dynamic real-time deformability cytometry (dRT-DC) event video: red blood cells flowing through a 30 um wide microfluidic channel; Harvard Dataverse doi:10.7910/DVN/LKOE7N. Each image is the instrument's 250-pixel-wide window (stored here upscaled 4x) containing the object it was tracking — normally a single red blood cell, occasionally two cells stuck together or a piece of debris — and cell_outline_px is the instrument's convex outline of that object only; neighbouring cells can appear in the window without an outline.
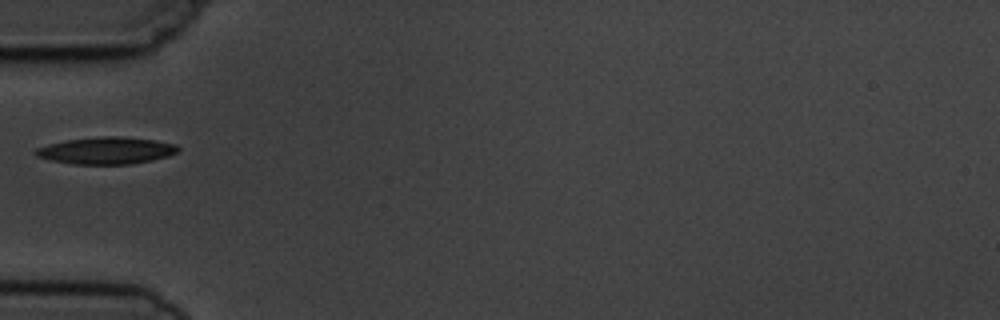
{"species": "common noctule bat (a hibernating species)", "species_latin": "Nyctalus noctula", "temperature_condition": "cold", "stored_images_in_passage": 3, "camera_frame_rate_fps": 3000, "um_per_image_px": 0.085, "animal": {"sex": "male", "body_mass_g": 19.5, "forearm_length_mm": 54.6}, "frame": {"image": 1, "passage_image": 2, "time_ms": 1.333, "image_size_px": [1000, 320], "cell_outline_px": [[180, 148], [176, 152], [168, 156], [152, 160], [132, 164], [72, 164], [52, 160], [36, 156], [32, 152], [36, 148], [48, 144], [68, 140], [100, 136], [120, 136], [156, 140], [176, 144]], "centroid_in_image_um": [9.04, 12.79], "position_along_channel_um": 76.0, "area_um2": 22.43}}
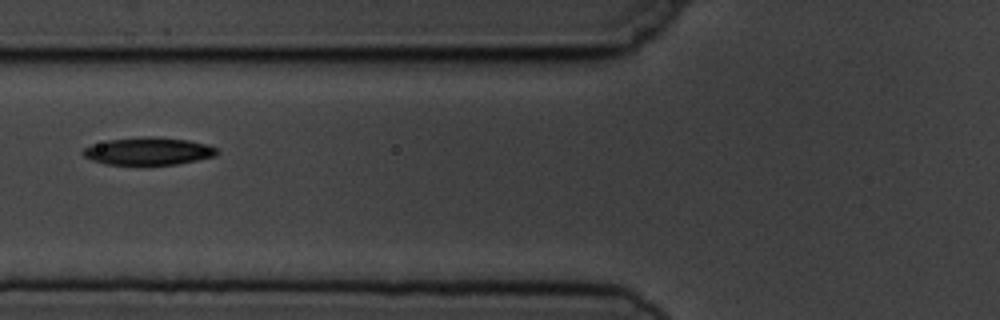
{"frame": {"image": 2, "passage_image": 3, "time_ms": 2.333, "image_size_px": [1000, 320], "cell_outline_px": [[220, 152], [216, 156], [176, 164], [104, 164], [92, 160], [84, 156], [80, 152], [84, 148], [92, 144], [108, 140], [144, 136], [152, 136], [188, 140], [208, 144], [216, 148]], "centroid_in_image_um": [12.61, 12.84], "position_along_channel_um": 113.2, "area_um2": 21.5}}